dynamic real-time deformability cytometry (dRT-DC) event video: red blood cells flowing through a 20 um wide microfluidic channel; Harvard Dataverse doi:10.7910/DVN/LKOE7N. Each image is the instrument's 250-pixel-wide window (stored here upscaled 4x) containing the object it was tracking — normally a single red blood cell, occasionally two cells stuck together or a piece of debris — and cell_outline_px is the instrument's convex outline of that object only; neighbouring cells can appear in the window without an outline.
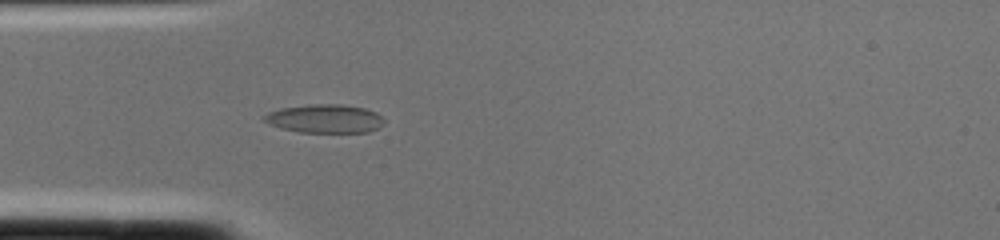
{"species": "common noctule bat (a hibernating species)", "species_latin": "Nyctalus noctula", "temperature_condition": "cold", "stored_images_in_passage": 1, "camera_frame_rate_fps": 3000, "um_per_image_px": 0.085, "animal": {"sex": "female", "body_mass_g": 22.0, "forearm_length_mm": 56.7}, "frame": {"image": 1, "passage_image": 1, "time_ms": 0.0, "image_size_px": [1000, 240], "cell_outline_px": [[384, 124], [368, 132], [300, 132], [280, 128], [268, 124], [260, 116], [268, 112], [280, 108], [312, 104], [340, 104], [364, 108], [376, 112], [384, 120]], "centroid_in_image_um": [27.56, 10.08], "position_along_channel_um": 57.4, "area_um2": 20.0}}